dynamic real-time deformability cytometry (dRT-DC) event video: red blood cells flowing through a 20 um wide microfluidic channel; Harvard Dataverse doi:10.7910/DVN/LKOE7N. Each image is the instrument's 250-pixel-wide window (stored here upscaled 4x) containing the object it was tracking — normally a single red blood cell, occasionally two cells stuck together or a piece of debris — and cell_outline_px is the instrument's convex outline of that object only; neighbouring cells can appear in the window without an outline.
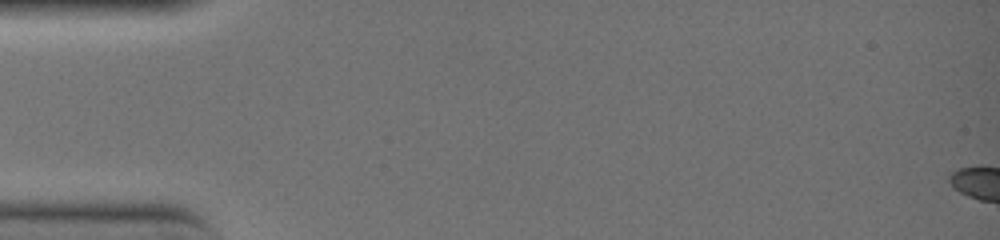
{"species": "common noctule bat (a hibernating species)", "species_latin": "Nyctalus noctula", "temperature_condition": "warm", "stored_images_in_passage": 2, "camera_frame_rate_fps": 3000, "um_per_image_px": 0.085, "animal": {"sex": "female", "body_mass_g": 19.0, "forearm_length_mm": 51.5}, "frame": {"image": 1, "passage_image": 1, "time_ms": 0.0, "image_size_px": [1000, 240], "cell_outline_px": [[156, 164], [148, 168], [36, 168], [20, 164], [20, 160], [28, 152], [36, 152], [156, 160]], "centroid_in_image_um": [6.93, 13.73], "position_along_channel_um": 78.1, "area_um2": 11.68}}